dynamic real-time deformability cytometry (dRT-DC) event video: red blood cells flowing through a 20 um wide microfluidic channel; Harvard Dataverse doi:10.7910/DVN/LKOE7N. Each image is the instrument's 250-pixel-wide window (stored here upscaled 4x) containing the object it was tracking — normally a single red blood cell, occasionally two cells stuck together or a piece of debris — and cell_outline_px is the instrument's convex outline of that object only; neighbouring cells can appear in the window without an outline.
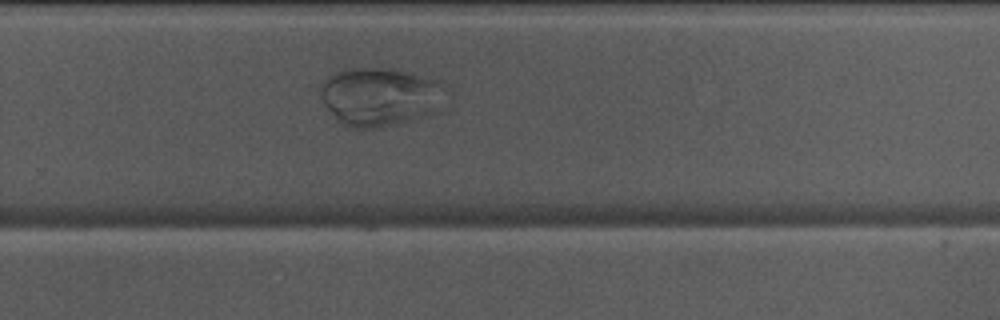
{"species": "Egyptian fruit bat (a non-hibernating species)", "species_latin": "Rousettus aegyptiacus", "temperature_condition": "warm", "stored_images_in_passage": 43, "camera_frame_rate_fps": 3000, "um_per_image_px": 0.085, "animal": {"sex": "male"}, "frame": {"image": 1, "passage_image": 26, "time_ms": 8.333, "image_size_px": [1000, 320], "cell_outline_px": [[440, 112], [428, 116], [396, 124], [372, 128], [344, 128], [336, 120], [324, 104], [320, 96], [320, 84], [328, 76], [336, 72], [352, 68], [392, 68], [408, 72], [436, 80], [440, 84]], "centroid_in_image_um": [32.22, 8.24], "position_along_channel_um": 297.6, "area_um2": 42.66}}
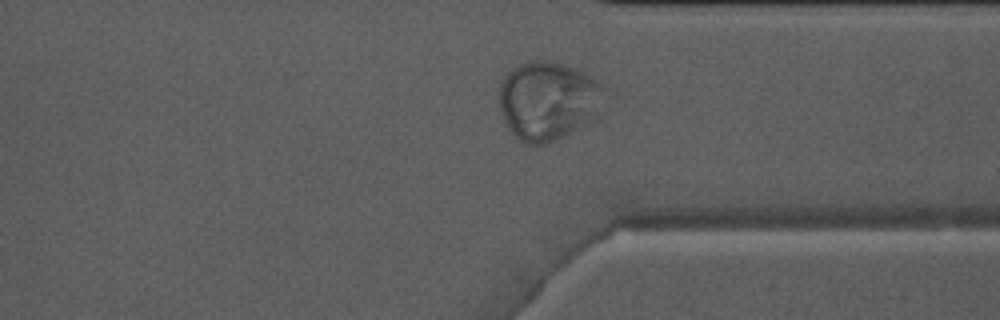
{"frame": {"image": 2, "passage_image": 31, "time_ms": 10.0, "image_size_px": [1000, 320], "cell_outline_px": [[608, 88], [588, 124], [544, 144], [524, 144], [512, 136], [504, 120], [500, 108], [500, 84], [504, 76], [516, 64], [532, 60], [548, 60], [564, 64], [584, 72], [604, 84]], "centroid_in_image_um": [46.55, 8.53], "position_along_channel_um": 364.8, "area_um2": 48.32}}